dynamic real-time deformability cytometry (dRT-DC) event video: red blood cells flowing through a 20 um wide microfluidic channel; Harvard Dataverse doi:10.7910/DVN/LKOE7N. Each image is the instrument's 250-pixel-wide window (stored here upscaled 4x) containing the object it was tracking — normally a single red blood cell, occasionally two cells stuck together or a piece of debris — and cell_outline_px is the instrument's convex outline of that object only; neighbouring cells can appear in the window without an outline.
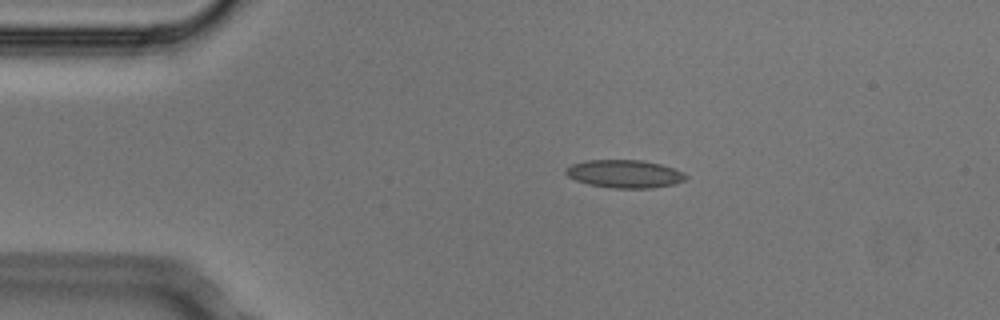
{"species": "Egyptian fruit bat (a non-hibernating species)", "species_latin": "Rousettus aegyptiacus", "temperature_condition": "cold", "stored_images_in_passage": 4, "camera_frame_rate_fps": 3000, "um_per_image_px": 0.085, "animal": {"sex": "male"}, "frame": {"image": 1, "passage_image": 2, "time_ms": 0.333, "image_size_px": [1000, 320], "cell_outline_px": [[688, 176], [684, 180], [676, 184], [652, 188], [612, 188], [588, 184], [576, 180], [568, 176], [564, 172], [564, 168], [572, 164], [588, 160], [640, 160], [660, 164], [684, 172]], "centroid_in_image_um": [53.09, 14.78], "position_along_channel_um": 31.9, "area_um2": 19.59}}
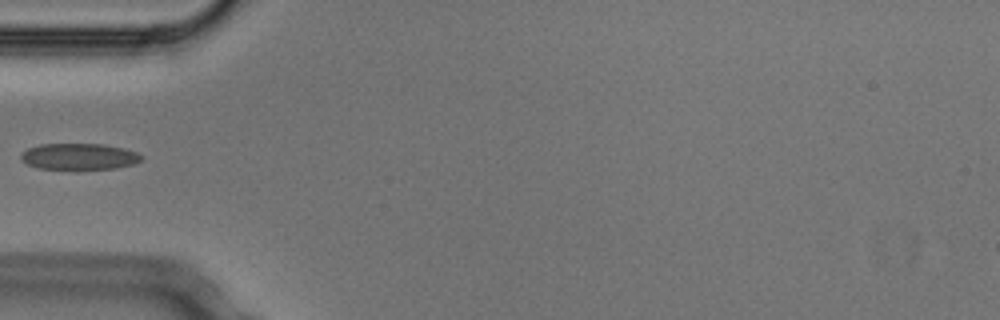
{"frame": {"image": 2, "passage_image": 4, "time_ms": 1.0, "image_size_px": [1000, 320], "cell_outline_px": [[144, 156], [140, 160], [132, 164], [116, 168], [36, 168], [20, 160], [20, 156], [28, 148], [40, 144], [104, 144], [124, 148], [136, 152]], "centroid_in_image_um": [6.72, 13.28], "position_along_channel_um": 78.3, "area_um2": 18.15}}